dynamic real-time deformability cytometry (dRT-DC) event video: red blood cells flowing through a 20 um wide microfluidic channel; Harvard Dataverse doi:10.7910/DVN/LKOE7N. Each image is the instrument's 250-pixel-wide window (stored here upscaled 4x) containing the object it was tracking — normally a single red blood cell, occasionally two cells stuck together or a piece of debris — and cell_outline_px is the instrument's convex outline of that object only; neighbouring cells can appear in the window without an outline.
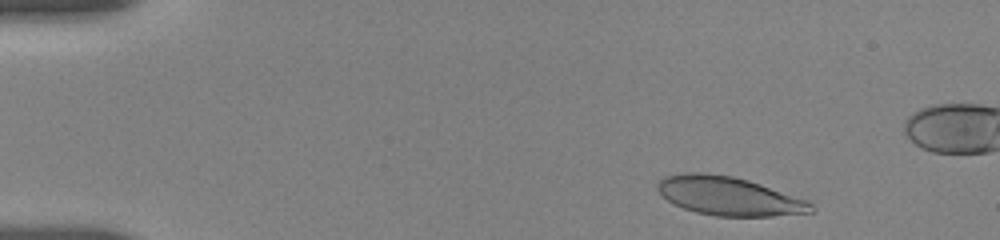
{"species": "human", "species_latin": "Homo sapiens", "temperature_condition": "room temperature", "stored_images_in_passage": 20, "camera_frame_rate_fps": 3000, "um_per_image_px": 0.085, "donor": {"sex": "female"}, "frame": {"image": 1, "passage_image": 1, "time_ms": 0.0, "image_size_px": [1000, 240], "cell_outline_px": [[816, 208], [812, 212], [772, 216], [716, 216], [696, 212], [684, 208], [668, 200], [656, 188], [656, 184], [664, 176], [684, 172], [700, 172], [732, 176], [748, 180], [808, 200]], "centroid_in_image_um": [61.96, 16.66], "position_along_channel_um": 23.0, "area_um2": 34.45}}